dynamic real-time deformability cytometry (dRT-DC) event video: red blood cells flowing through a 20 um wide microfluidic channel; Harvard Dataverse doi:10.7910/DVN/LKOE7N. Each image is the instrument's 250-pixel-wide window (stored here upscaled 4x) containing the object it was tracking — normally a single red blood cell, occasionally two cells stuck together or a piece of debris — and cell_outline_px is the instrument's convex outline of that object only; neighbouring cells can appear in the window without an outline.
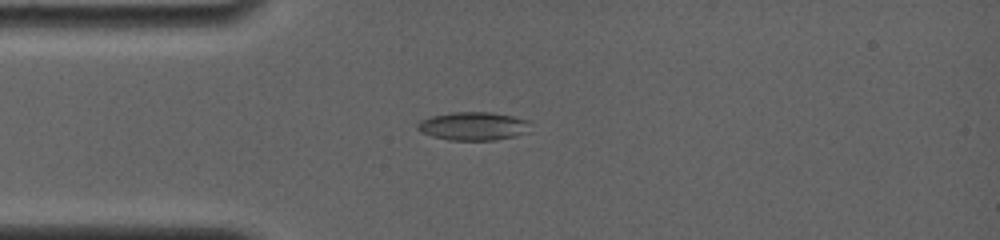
{"species": "common noctule bat (a hibernating species)", "species_latin": "Nyctalus noctula", "temperature_condition": "room temperature", "stored_images_in_passage": 10, "camera_frame_rate_fps": 4000, "um_per_image_px": 0.085, "animal": {"sex": "female", "body_mass_g": 19.0, "forearm_length_mm": 56.7}, "frame": {"image": 1, "passage_image": 4, "time_ms": 3.5, "image_size_px": [1000, 240], "cell_outline_px": [[528, 132], [516, 136], [496, 140], [448, 140], [432, 136], [420, 132], [416, 128], [416, 124], [420, 120], [432, 116], [452, 112], [492, 112], [512, 116], [528, 120]], "centroid_in_image_um": [40.2, 10.72], "position_along_channel_um": 44.8, "area_um2": 18.73}}
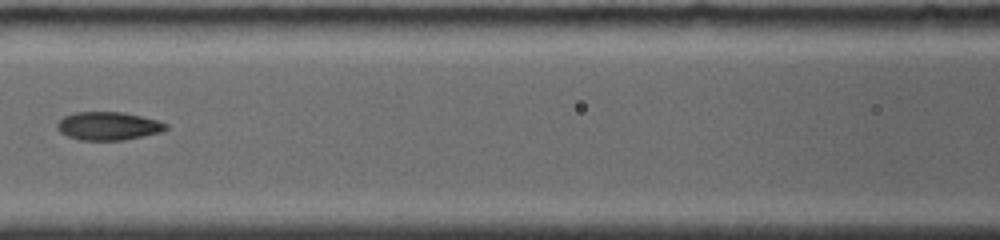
{"frame": {"image": 2, "passage_image": 7, "time_ms": 6.75, "image_size_px": [1000, 240], "cell_outline_px": [[168, 128], [160, 132], [144, 136], [124, 140], [80, 140], [68, 136], [60, 132], [56, 128], [56, 124], [64, 116], [76, 112], [124, 112], [156, 120], [168, 124]], "centroid_in_image_um": [9.19, 10.71], "position_along_channel_um": 157.4, "area_um2": 17.86}}
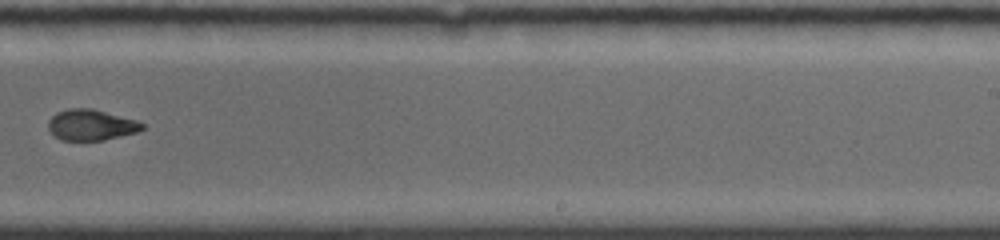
{"frame": {"image": 3, "passage_image": 10, "time_ms": 10.0, "image_size_px": [1000, 240], "cell_outline_px": [[144, 128], [136, 132], [104, 140], [60, 140], [48, 128], [48, 120], [56, 112], [68, 108], [92, 108], [136, 120], [144, 124]], "centroid_in_image_um": [7.72, 10.61], "position_along_channel_um": 281.3, "area_um2": 16.82}}